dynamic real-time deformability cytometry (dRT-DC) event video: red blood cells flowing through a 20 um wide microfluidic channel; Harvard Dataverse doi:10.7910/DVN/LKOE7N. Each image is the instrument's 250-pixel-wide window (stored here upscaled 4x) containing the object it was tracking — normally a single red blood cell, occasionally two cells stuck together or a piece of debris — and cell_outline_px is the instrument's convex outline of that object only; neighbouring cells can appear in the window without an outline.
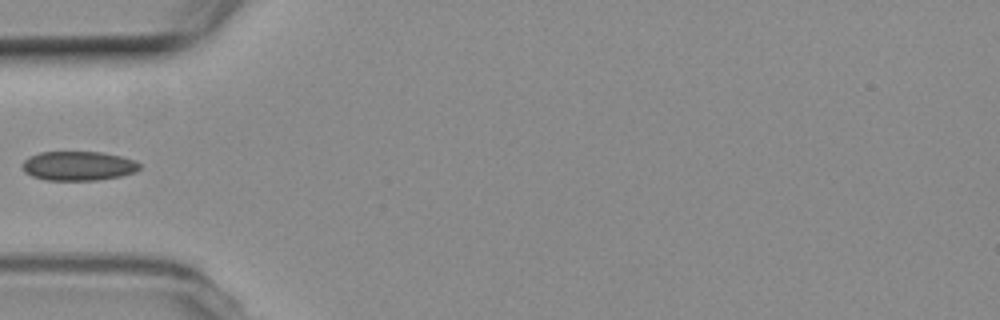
{"species": "common noctule bat (a hibernating species)", "species_latin": "Nyctalus noctula", "temperature_condition": "room temperature", "stored_images_in_passage": 6, "camera_frame_rate_fps": 3000, "um_per_image_px": 0.085, "animal": {"sex": "female", "body_mass_g": 19.3, "forearm_length_mm": 54.1}, "frame": {"image": 1, "passage_image": 5, "time_ms": 4.667, "image_size_px": [1000, 320], "cell_outline_px": [[140, 168], [136, 172], [120, 176], [96, 180], [44, 180], [32, 176], [24, 172], [20, 164], [24, 160], [40, 152], [100, 152], [120, 156], [136, 160], [140, 164]], "centroid_in_image_um": [6.65, 14.1], "position_along_channel_um": 78.4, "area_um2": 20.06}}
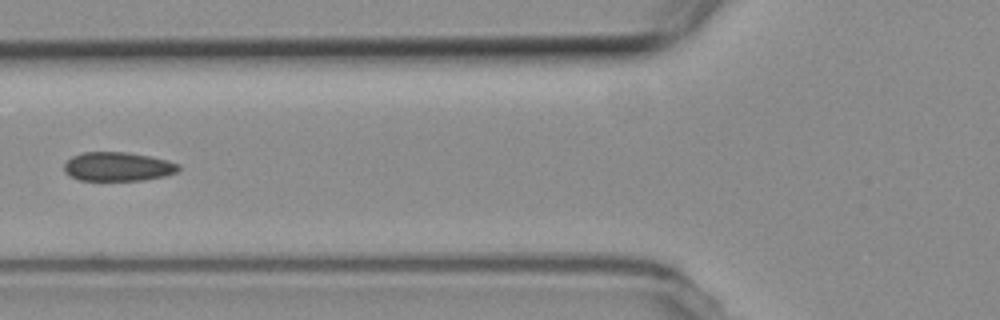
{"frame": {"image": 2, "passage_image": 6, "time_ms": 5.667, "image_size_px": [1000, 320], "cell_outline_px": [[180, 168], [176, 172], [164, 176], [144, 180], [80, 180], [68, 176], [64, 172], [64, 164], [72, 156], [84, 152], [128, 152], [168, 160], [180, 164]], "centroid_in_image_um": [10.0, 14.16], "position_along_channel_um": 115.8, "area_um2": 19.36}}